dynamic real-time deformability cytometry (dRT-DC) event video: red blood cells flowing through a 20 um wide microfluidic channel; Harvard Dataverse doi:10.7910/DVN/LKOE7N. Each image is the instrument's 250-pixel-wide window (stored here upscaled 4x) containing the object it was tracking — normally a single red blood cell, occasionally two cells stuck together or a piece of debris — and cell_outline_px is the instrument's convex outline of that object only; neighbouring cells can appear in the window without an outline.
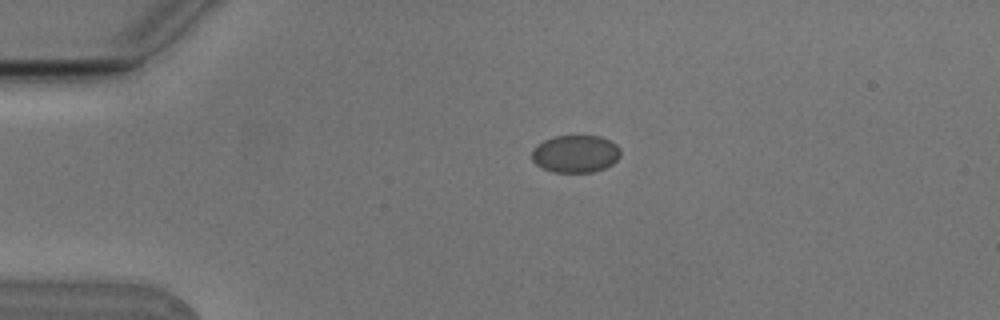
{"species": "Egyptian fruit bat (a non-hibernating species)", "species_latin": "Rousettus aegyptiacus", "temperature_condition": "cold", "stored_images_in_passage": 2, "camera_frame_rate_fps": 3000, "um_per_image_px": 0.085, "animal": {"sex": "male"}, "frame": {"image": 1, "passage_image": 1, "time_ms": 0.0, "image_size_px": [1000, 320], "cell_outline_px": [[620, 156], [612, 164], [604, 168], [592, 172], [552, 172], [536, 164], [532, 160], [532, 148], [536, 144], [544, 140], [556, 136], [600, 136], [616, 144], [620, 148]], "centroid_in_image_um": [48.9, 13.07], "position_along_channel_um": 36.1, "area_um2": 19.36}}